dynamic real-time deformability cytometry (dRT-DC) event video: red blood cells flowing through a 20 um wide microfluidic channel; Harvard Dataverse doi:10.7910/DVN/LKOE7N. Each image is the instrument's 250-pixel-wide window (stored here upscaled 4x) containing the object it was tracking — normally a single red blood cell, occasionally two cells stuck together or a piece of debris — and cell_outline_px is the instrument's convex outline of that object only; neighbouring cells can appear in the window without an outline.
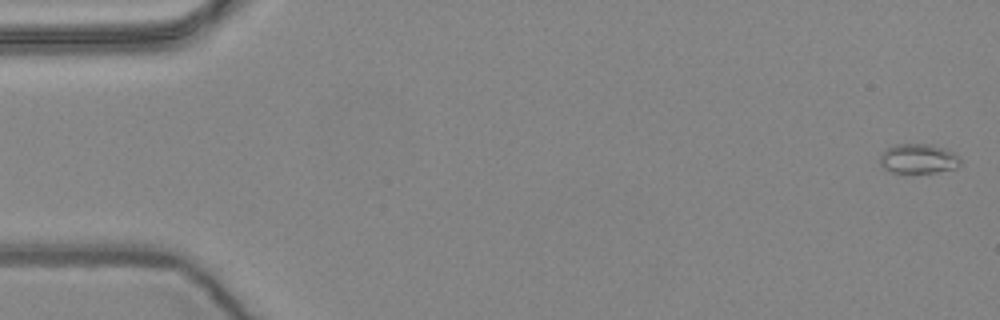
{"species": "common noctule bat (a hibernating species)", "species_latin": "Nyctalus noctula", "temperature_condition": "warm", "stored_images_in_passage": 7, "camera_frame_rate_fps": 3000, "um_per_image_px": 0.085, "animal": {"sex": "female", "body_mass_g": 24.6, "forearm_length_mm": 56.2}, "frame": {"image": 1, "passage_image": 1, "time_ms": 0.0, "image_size_px": [1000, 320], "cell_outline_px": [[960, 164], [956, 168], [936, 172], [892, 172], [884, 168], [880, 164], [880, 156], [888, 148], [896, 144], [928, 144], [944, 148], [960, 156]], "centroid_in_image_um": [78.08, 13.49], "position_along_channel_um": 6.9, "area_um2": 13.7}}
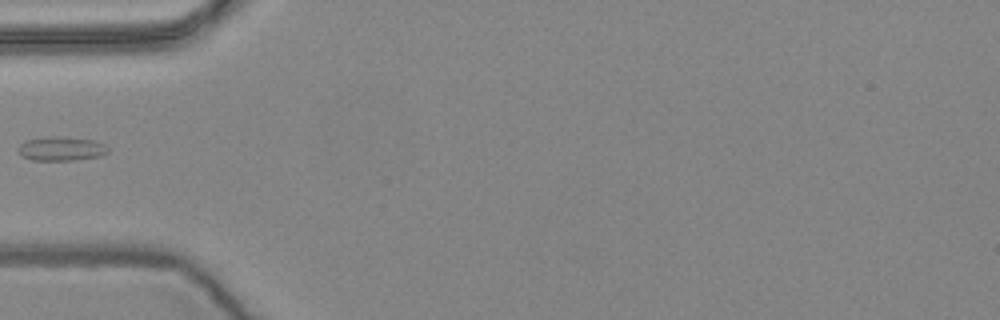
{"frame": {"image": 2, "passage_image": 6, "time_ms": 1.667, "image_size_px": [1000, 320], "cell_outline_px": [[108, 152], [100, 156], [72, 160], [32, 160], [20, 156], [16, 148], [24, 140], [48, 136], [56, 136], [96, 140], [104, 144], [108, 148]], "centroid_in_image_um": [5.15, 12.63], "position_along_channel_um": 79.8, "area_um2": 12.77}}
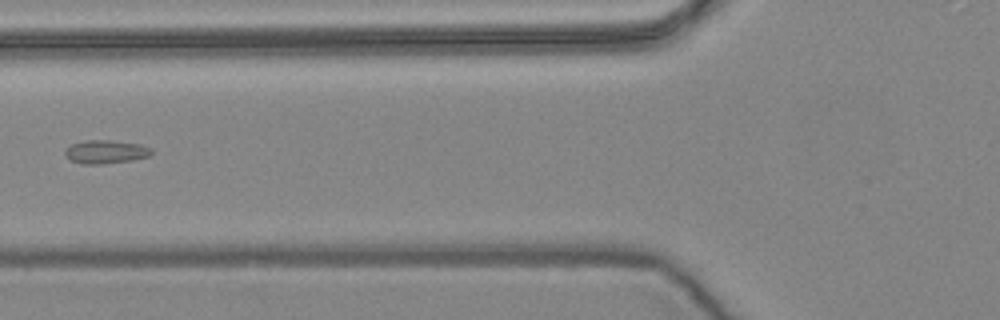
{"frame": {"image": 3, "passage_image": 7, "time_ms": 2.0, "image_size_px": [1000, 320], "cell_outline_px": [[152, 156], [132, 160], [104, 164], [80, 164], [64, 156], [64, 152], [72, 144], [84, 140], [112, 140], [140, 144], [152, 148]], "centroid_in_image_um": [9.01, 12.91], "position_along_channel_um": 116.8, "area_um2": 11.96}}